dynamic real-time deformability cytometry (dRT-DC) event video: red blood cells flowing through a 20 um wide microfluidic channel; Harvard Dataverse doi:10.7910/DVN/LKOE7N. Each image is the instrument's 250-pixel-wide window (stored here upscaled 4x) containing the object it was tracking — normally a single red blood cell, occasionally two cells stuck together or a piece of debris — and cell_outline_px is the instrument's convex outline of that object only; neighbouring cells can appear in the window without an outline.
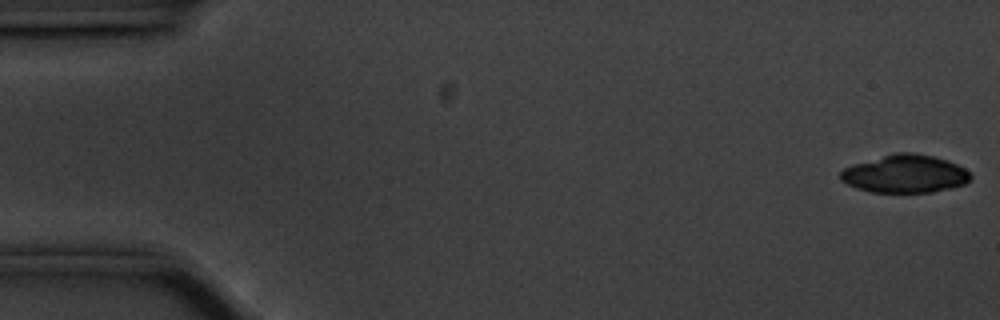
{"species": "common noctule bat (a hibernating species)", "species_latin": "Nyctalus noctula", "temperature_condition": "cold", "stored_images_in_passage": 26, "camera_frame_rate_fps": 3000, "um_per_image_px": 0.085, "animal": {"sex": "male", "body_mass_g": 20.1, "forearm_length_mm": 53.5}, "frame": {"image": 1, "passage_image": 1, "time_ms": 0.0, "image_size_px": [1000, 320], "cell_outline_px": [[972, 180], [964, 184], [932, 192], [872, 192], [856, 188], [840, 180], [840, 172], [844, 168], [856, 164], [896, 152], [912, 152], [932, 156], [948, 160], [964, 168], [972, 176]], "centroid_in_image_um": [76.95, 14.78], "position_along_channel_um": 8.1, "area_um2": 28.5}}